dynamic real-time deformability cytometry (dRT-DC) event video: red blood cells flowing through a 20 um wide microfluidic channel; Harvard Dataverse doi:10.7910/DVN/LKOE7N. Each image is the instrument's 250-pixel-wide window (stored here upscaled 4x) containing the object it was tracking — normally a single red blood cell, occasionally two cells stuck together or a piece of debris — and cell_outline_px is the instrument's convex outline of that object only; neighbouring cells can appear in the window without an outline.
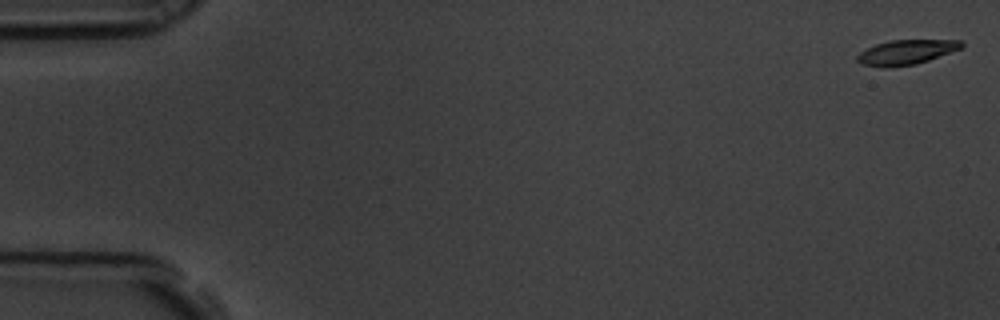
{"species": "common noctule bat (a hibernating species)", "species_latin": "Nyctalus noctula", "temperature_condition": "room temperature", "stored_images_in_passage": 5, "camera_frame_rate_fps": 3000, "um_per_image_px": 0.085, "animal": {"sex": "male", "body_mass_g": 19.5, "forearm_length_mm": 54.6}, "frame": {"image": 1, "passage_image": 1, "time_ms": 0.0, "image_size_px": [1000, 320], "cell_outline_px": [[964, 48], [916, 64], [884, 68], [864, 64], [856, 60], [856, 56], [860, 52], [876, 44], [892, 40], [964, 40]], "centroid_in_image_um": [77.08, 4.43], "position_along_channel_um": 7.9, "area_um2": 15.03}}
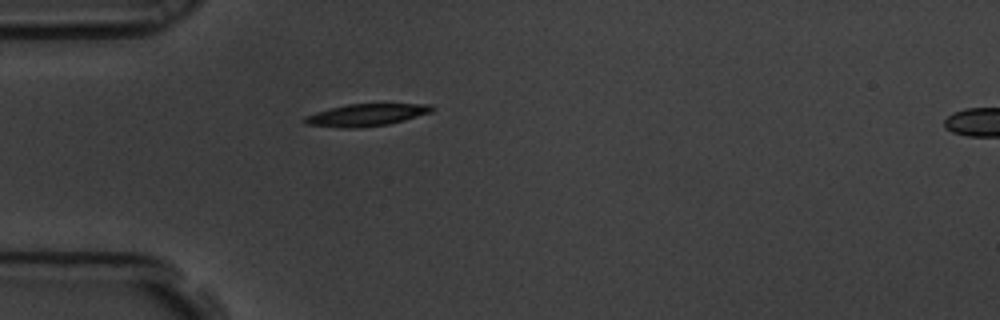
{"frame": {"image": 2, "passage_image": 5, "time_ms": 1.333, "image_size_px": [1000, 320], "cell_outline_px": [[436, 108], [432, 112], [404, 120], [388, 124], [360, 128], [340, 128], [304, 124], [304, 116], [328, 108], [348, 104], [432, 104]], "centroid_in_image_um": [31.12, 9.77], "position_along_channel_um": 53.9, "area_um2": 16.59}}